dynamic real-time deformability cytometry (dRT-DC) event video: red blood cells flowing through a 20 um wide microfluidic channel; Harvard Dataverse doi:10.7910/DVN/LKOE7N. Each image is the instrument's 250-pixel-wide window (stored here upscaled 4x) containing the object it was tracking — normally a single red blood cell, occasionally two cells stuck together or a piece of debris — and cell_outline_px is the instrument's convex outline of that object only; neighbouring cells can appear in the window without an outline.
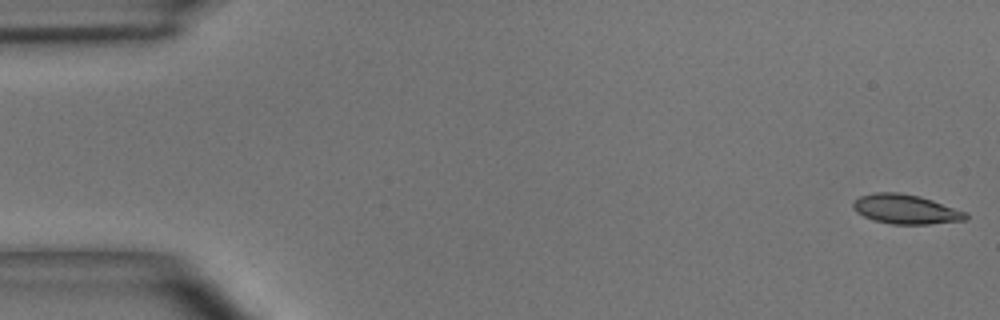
{"species": "common noctule bat (a hibernating species)", "species_latin": "Nyctalus noctula", "temperature_condition": "room temperature", "stored_images_in_passage": 49, "camera_frame_rate_fps": 3000, "um_per_image_px": 0.085, "animal": {"sex": "male", "body_mass_g": 15.6}, "frame": {"image": 1, "passage_image": 1, "time_ms": 0.0, "image_size_px": [1000, 320], "cell_outline_px": [[968, 216], [964, 220], [928, 224], [892, 224], [872, 220], [856, 212], [852, 208], [852, 204], [860, 196], [876, 192], [900, 192], [920, 196], [968, 212]], "centroid_in_image_um": [76.98, 17.78], "position_along_channel_um": 8.0, "area_um2": 19.36}}
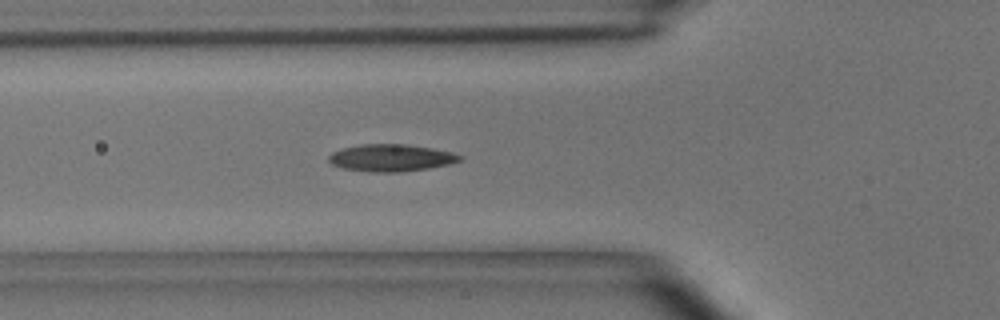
{"frame": {"image": 2, "passage_image": 17, "time_ms": 5.333, "image_size_px": [1000, 320], "cell_outline_px": [[464, 160], [452, 164], [428, 168], [400, 172], [372, 172], [344, 168], [332, 164], [328, 160], [328, 156], [332, 152], [344, 148], [360, 144], [404, 144], [432, 148], [452, 152], [464, 156]], "centroid_in_image_um": [33.3, 13.41], "position_along_channel_um": 92.5, "area_um2": 20.81}}
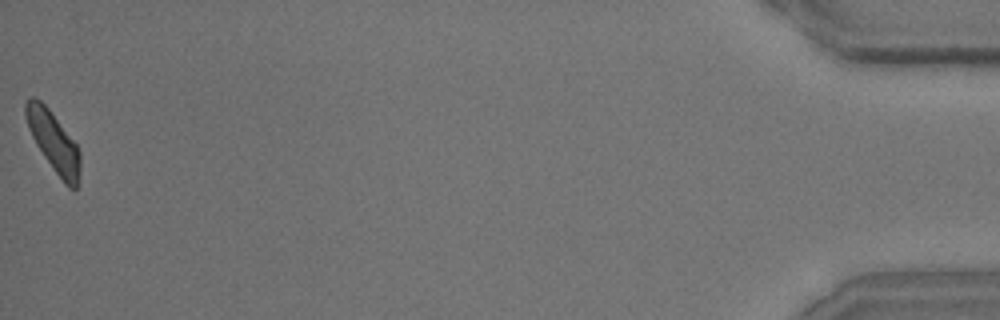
{"frame": {"image": 3, "passage_image": 49, "time_ms": 16.0, "image_size_px": [1000, 320], "cell_outline_px": [[80, 172], [76, 188], [68, 188], [64, 184], [44, 156], [36, 144], [28, 128], [24, 112], [24, 104], [32, 96], [40, 100], [48, 108], [76, 144], [80, 152]], "centroid_in_image_um": [4.54, 12.05], "position_along_channel_um": 430.7, "area_um2": 18.79}, "authors_computed_cell_mechanics": {"area_um2": 19.4208, "velocity_mm_per_s": 4.0613, "shape_relaxation_time_tau1_ms": 3.2559, "shape_relaxation_time_tau2_ms": 3.333, "deformation_change_tau1": 0.1443, "deformation_change_tau2": 0.1088}}